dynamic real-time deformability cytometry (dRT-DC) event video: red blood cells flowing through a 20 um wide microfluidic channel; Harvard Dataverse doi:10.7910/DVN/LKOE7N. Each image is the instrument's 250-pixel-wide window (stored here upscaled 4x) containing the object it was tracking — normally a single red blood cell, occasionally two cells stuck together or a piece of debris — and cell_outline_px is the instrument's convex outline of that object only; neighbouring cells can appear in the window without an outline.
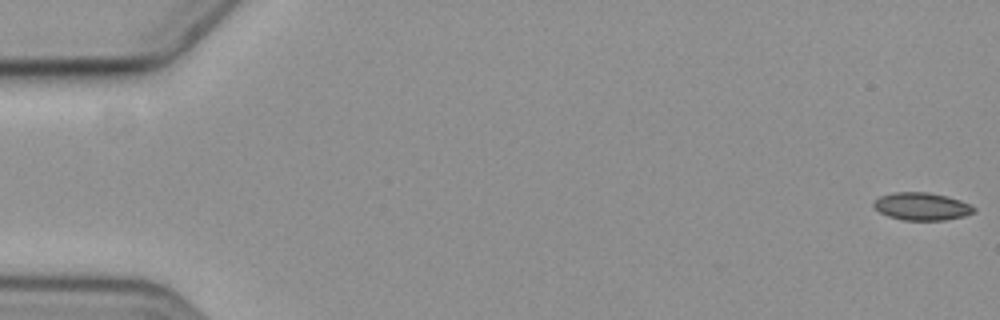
{"species": "common noctule bat (a hibernating species)", "species_latin": "Nyctalus noctula", "temperature_condition": "cold", "stored_images_in_passage": 59, "camera_frame_rate_fps": 3000, "um_per_image_px": 0.085, "animal": {"sex": "female", "body_mass_g": 19.3, "forearm_length_mm": 54.1}, "frame": {"image": 1, "passage_image": 1, "time_ms": 0.0, "image_size_px": [1000, 320], "cell_outline_px": [[976, 212], [964, 216], [944, 220], [904, 220], [888, 216], [880, 212], [872, 204], [880, 196], [892, 192], [928, 192], [948, 196], [960, 200], [976, 208]], "centroid_in_image_um": [78.37, 17.54], "position_along_channel_um": 6.6, "area_um2": 16.13}}
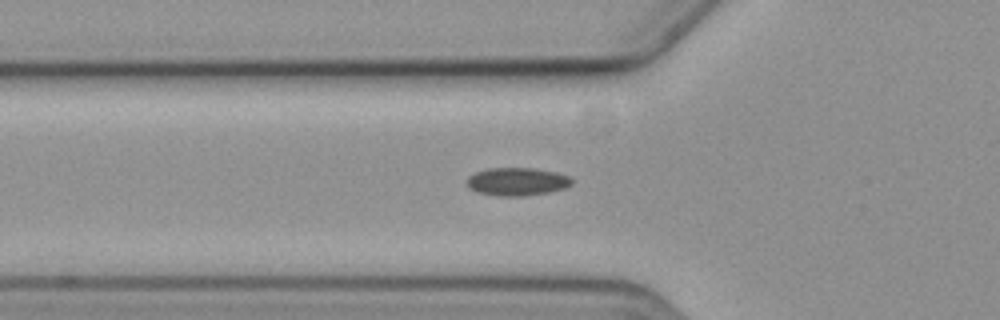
{"frame": {"image": 2, "passage_image": 21, "time_ms": 6.667, "image_size_px": [1000, 320], "cell_outline_px": [[572, 184], [564, 188], [548, 192], [524, 196], [496, 196], [476, 192], [468, 188], [468, 176], [476, 172], [488, 168], [532, 168], [556, 172], [568, 176], [572, 180]], "centroid_in_image_um": [43.92, 15.44], "position_along_channel_um": 81.9, "area_um2": 17.11}}
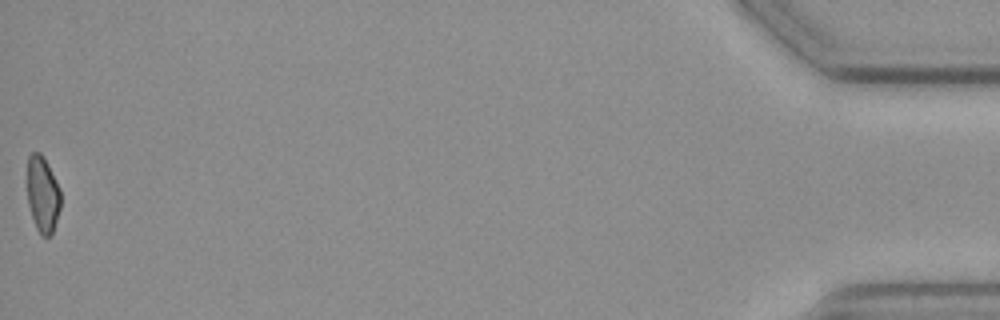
{"frame": {"image": 3, "passage_image": 59, "time_ms": 19.333, "image_size_px": [1000, 320], "cell_outline_px": [[60, 208], [52, 232], [48, 236], [40, 236], [36, 228], [28, 204], [28, 156], [32, 152], [40, 152], [44, 156], [60, 188]], "centroid_in_image_um": [3.63, 16.5], "position_along_channel_um": 431.6, "area_um2": 14.74}}